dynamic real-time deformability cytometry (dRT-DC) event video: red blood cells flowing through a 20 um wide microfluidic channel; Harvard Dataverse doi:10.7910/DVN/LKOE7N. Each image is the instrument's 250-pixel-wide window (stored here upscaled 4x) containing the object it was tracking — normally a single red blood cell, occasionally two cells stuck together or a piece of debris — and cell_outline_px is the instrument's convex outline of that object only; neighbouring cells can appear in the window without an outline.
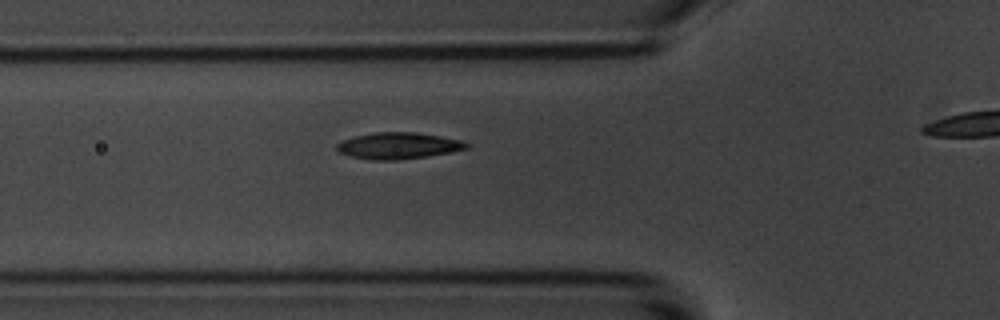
{"species": "common noctule bat (a hibernating species)", "species_latin": "Nyctalus noctula", "temperature_condition": "room temperature", "stored_images_in_passage": 7, "camera_frame_rate_fps": 3000, "um_per_image_px": 0.085, "animal": {"sex": "male", "body_mass_g": 20.1, "forearm_length_mm": 53.5}, "frame": {"image": 1, "passage_image": 6, "time_ms": 6.333, "image_size_px": [1000, 320], "cell_outline_px": [[472, 144], [468, 148], [428, 156], [396, 160], [372, 160], [352, 156], [340, 152], [336, 148], [336, 144], [340, 140], [356, 136], [376, 132], [416, 132], [440, 136], [460, 140]], "centroid_in_image_um": [33.85, 12.38], "position_along_channel_um": 91.9, "area_um2": 19.88}}